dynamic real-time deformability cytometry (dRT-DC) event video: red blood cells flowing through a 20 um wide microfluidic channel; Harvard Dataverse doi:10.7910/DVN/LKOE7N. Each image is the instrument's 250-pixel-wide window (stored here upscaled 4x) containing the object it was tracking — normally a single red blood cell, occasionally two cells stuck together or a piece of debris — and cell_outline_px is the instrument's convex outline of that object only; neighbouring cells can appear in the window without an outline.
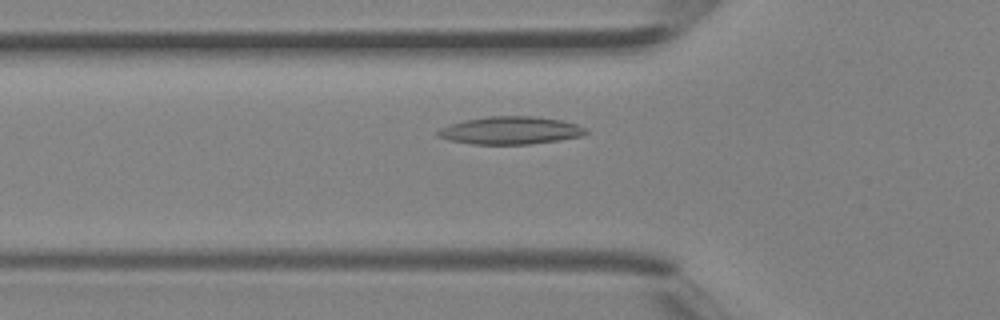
{"species": "Egyptian fruit bat (a non-hibernating species)", "species_latin": "Rousettus aegyptiacus", "temperature_condition": "room temperature", "stored_images_in_passage": 39, "camera_frame_rate_fps": 3000, "um_per_image_px": 0.085, "animal": {"sex": "female"}, "frame": {"image": 1, "passage_image": 13, "time_ms": 4.0, "image_size_px": [1000, 320], "cell_outline_px": [[588, 132], [584, 136], [560, 140], [528, 144], [472, 144], [448, 140], [436, 136], [436, 132], [440, 128], [464, 120], [488, 116], [532, 116], [560, 120], [576, 124], [584, 128]], "centroid_in_image_um": [43.37, 11.09], "position_along_channel_um": 82.4, "area_um2": 23.87}}
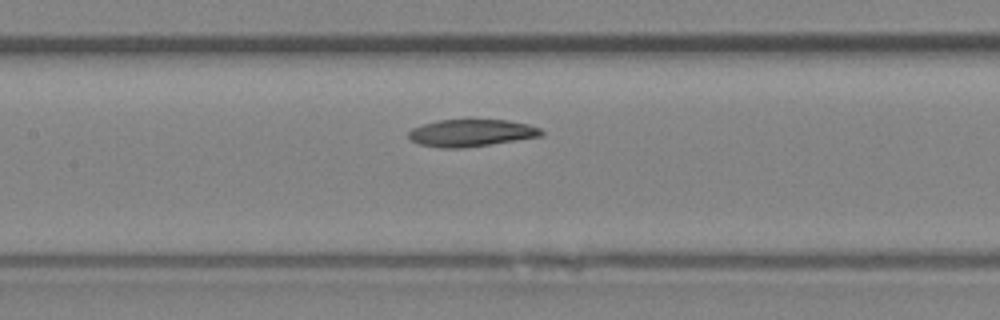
{"frame": {"image": 2, "passage_image": 18, "time_ms": 5.667, "image_size_px": [1000, 320], "cell_outline_px": [[544, 136], [460, 148], [440, 148], [420, 144], [412, 140], [408, 136], [408, 132], [412, 128], [436, 120], [468, 116], [508, 120], [528, 124], [540, 128], [544, 132]], "centroid_in_image_um": [40.07, 11.23], "position_along_channel_um": 167.3, "area_um2": 21.91}}
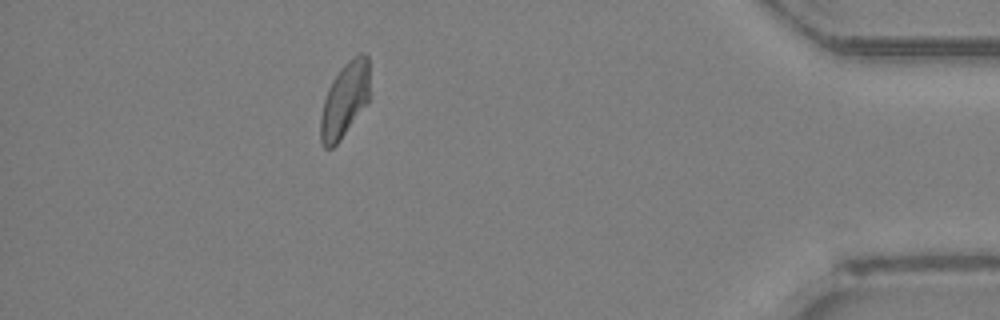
{"frame": {"image": 3, "passage_image": 35, "time_ms": 11.333, "image_size_px": [1000, 320], "cell_outline_px": [[368, 100], [336, 144], [332, 148], [324, 148], [320, 140], [320, 116], [324, 100], [328, 88], [332, 80], [340, 68], [356, 52], [364, 52], [368, 56]], "centroid_in_image_um": [29.27, 8.43], "position_along_channel_um": 405.9, "area_um2": 21.1}}